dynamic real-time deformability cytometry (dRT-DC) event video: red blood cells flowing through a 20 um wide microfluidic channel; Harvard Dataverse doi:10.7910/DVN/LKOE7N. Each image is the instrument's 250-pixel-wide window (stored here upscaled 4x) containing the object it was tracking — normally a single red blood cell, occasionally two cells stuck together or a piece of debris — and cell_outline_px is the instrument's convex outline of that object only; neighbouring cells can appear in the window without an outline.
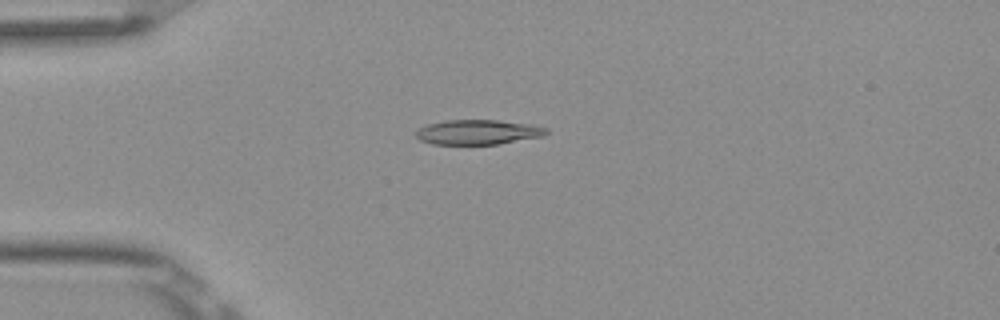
{"species": "Egyptian fruit bat (a non-hibernating species)", "species_latin": "Rousettus aegyptiacus", "temperature_condition": "room temperature", "stored_images_in_passage": 6, "camera_frame_rate_fps": 3000, "um_per_image_px": 0.085, "frame": {"image": 1, "passage_image": 4, "time_ms": 1.0, "image_size_px": [1000, 320], "cell_outline_px": [[548, 132], [544, 136], [500, 144], [432, 144], [420, 140], [416, 136], [416, 132], [420, 128], [428, 124], [444, 120], [496, 120], [532, 124], [548, 128]], "centroid_in_image_um": [40.66, 11.23], "position_along_channel_um": 44.3, "area_um2": 18.9}}
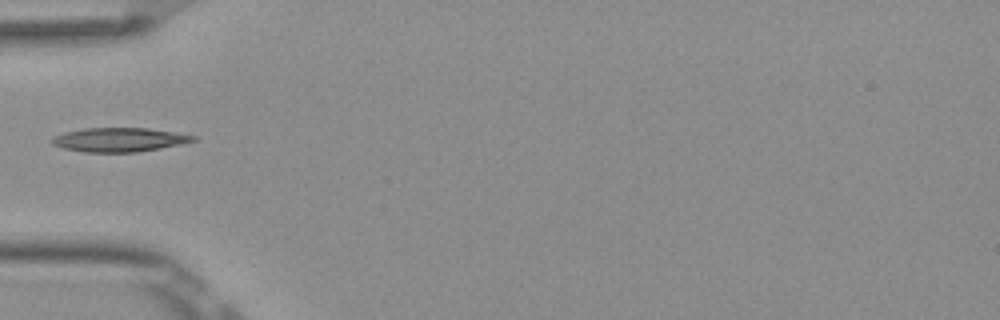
{"frame": {"image": 2, "passage_image": 5, "time_ms": 1.333, "image_size_px": [1000, 320], "cell_outline_px": [[200, 136], [196, 140], [160, 148], [136, 152], [84, 152], [64, 148], [52, 144], [52, 136], [64, 132], [84, 128], [148, 128], [176, 132]], "centroid_in_image_um": [10.14, 11.87], "position_along_channel_um": 74.9, "area_um2": 19.77}}
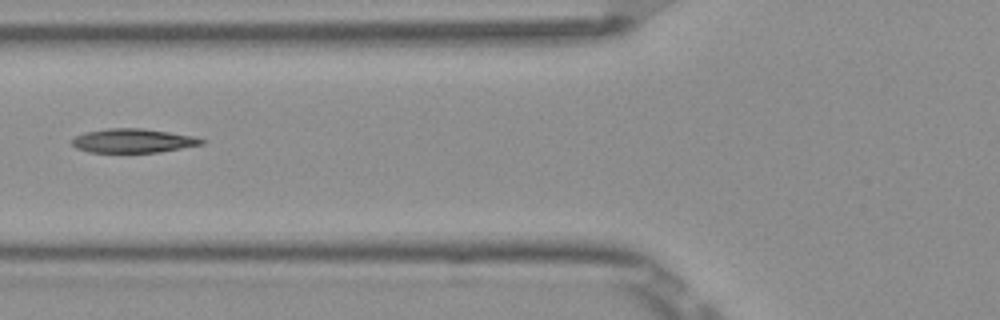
{"frame": {"image": 3, "passage_image": 6, "time_ms": 1.667, "image_size_px": [1000, 320], "cell_outline_px": [[208, 140], [204, 144], [160, 152], [88, 152], [76, 148], [72, 144], [72, 140], [76, 136], [84, 132], [108, 128], [140, 128], [196, 136]], "centroid_in_image_um": [11.35, 11.96], "position_along_channel_um": 114.4, "area_um2": 18.21}}